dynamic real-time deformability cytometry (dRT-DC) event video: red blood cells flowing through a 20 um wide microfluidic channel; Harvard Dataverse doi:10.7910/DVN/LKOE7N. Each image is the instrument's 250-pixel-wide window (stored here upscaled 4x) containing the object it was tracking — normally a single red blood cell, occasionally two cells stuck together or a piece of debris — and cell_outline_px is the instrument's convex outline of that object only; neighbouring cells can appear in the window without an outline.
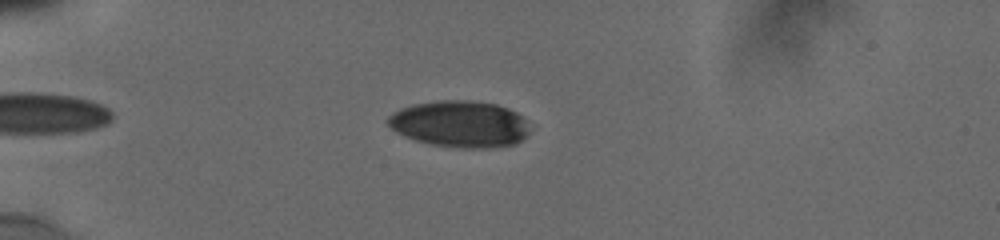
{"species": "human", "species_latin": "Homo sapiens", "temperature_condition": "cold", "stored_images_in_passage": 41, "camera_frame_rate_fps": 3000, "um_per_image_px": 0.085, "donor": {"sex": "male"}, "frame": {"image": 1, "passage_image": 7, "time_ms": 2.0, "image_size_px": [1000, 240], "cell_outline_px": [[536, 124], [516, 144], [492, 148], [464, 148], [432, 144], [416, 140], [404, 136], [396, 132], [388, 124], [388, 116], [392, 112], [400, 108], [412, 104], [436, 100], [472, 100], [496, 104], [508, 108], [516, 112]], "centroid_in_image_um": [39.15, 10.53], "position_along_channel_um": 45.8, "area_um2": 39.07}}
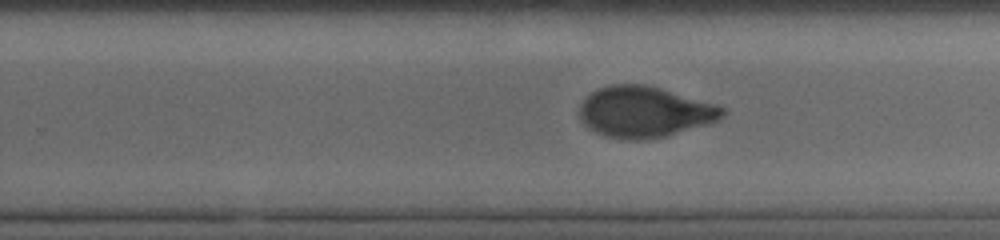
{"frame": {"image": 2, "passage_image": 28, "time_ms": 9.0, "image_size_px": [1000, 240], "cell_outline_px": [[724, 116], [708, 124], [664, 136], [644, 140], [624, 140], [608, 136], [596, 132], [588, 128], [580, 120], [580, 104], [592, 92], [608, 84], [644, 84], [660, 88], [716, 104], [724, 108]], "centroid_in_image_um": [54.76, 9.51], "position_along_channel_um": 275.0, "area_um2": 42.19}}
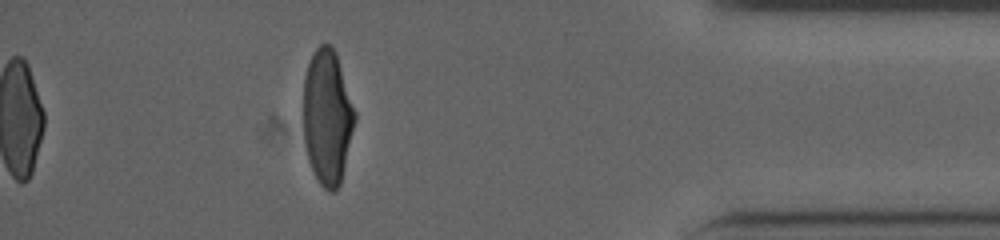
{"frame": {"image": 3, "passage_image": 41, "time_ms": 13.333, "image_size_px": [1000, 240], "cell_outline_px": [[356, 120], [340, 184], [332, 192], [328, 192], [320, 184], [308, 160], [304, 140], [304, 76], [308, 64], [316, 48], [320, 44], [332, 44], [336, 52], [356, 112]], "centroid_in_image_um": [27.83, 9.92], "position_along_channel_um": 407.4, "area_um2": 40.46}, "authors_computed_cell_mechanics": {"area_um2": 41.8472, "velocity_mm_per_s": 3.8517, "shape_relaxation_time_tau1_ms": 4.2759, "shape_relaxation_time_tau2_ms": 1.3039, "deformation_change_tau1": 0.1917, "deformation_change_tau2": 0.0539}}